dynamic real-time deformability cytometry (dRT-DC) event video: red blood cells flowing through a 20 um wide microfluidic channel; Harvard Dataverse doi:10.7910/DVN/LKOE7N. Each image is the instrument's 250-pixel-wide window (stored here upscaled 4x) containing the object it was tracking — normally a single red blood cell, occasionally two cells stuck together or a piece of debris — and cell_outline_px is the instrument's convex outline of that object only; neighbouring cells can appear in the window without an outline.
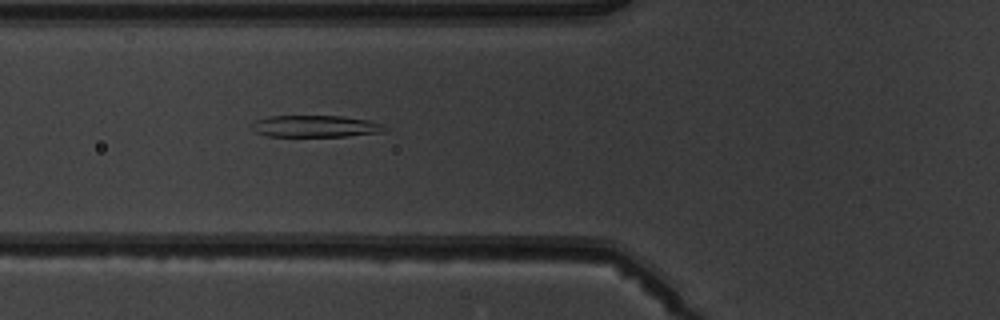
{"species": "common noctule bat (a hibernating species)", "species_latin": "Nyctalus noctula", "temperature_condition": "warm", "stored_images_in_passage": 3, "camera_frame_rate_fps": 3000, "um_per_image_px": 0.085, "animal": {"sex": "male", "body_mass_g": 19.5, "forearm_length_mm": 54.6}, "frame": {"image": 1, "passage_image": 3, "time_ms": 2.333, "image_size_px": [1000, 320], "cell_outline_px": [[388, 128], [384, 132], [348, 136], [268, 136], [256, 132], [256, 120], [268, 116], [340, 116], [368, 120], [380, 124]], "centroid_in_image_um": [26.89, 10.73], "position_along_channel_um": 98.9, "area_um2": 16.53}}